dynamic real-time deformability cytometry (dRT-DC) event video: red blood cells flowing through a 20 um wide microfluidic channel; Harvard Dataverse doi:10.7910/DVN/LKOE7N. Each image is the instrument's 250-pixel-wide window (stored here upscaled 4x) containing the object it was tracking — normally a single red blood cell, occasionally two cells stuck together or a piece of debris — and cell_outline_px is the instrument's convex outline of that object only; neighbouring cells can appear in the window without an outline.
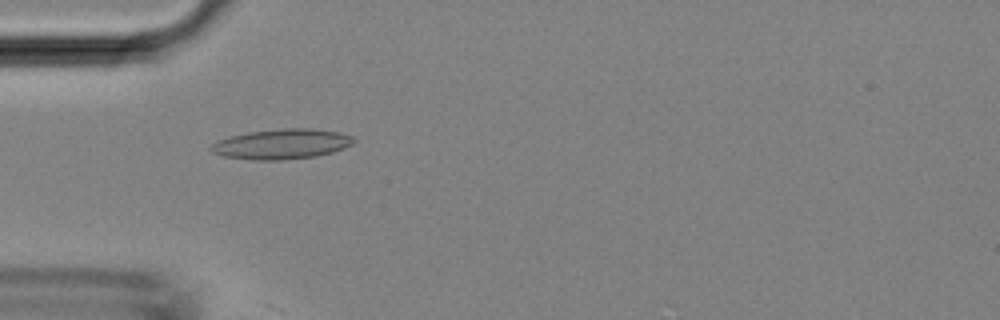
{"species": "Egyptian fruit bat (a non-hibernating species)", "species_latin": "Rousettus aegyptiacus", "temperature_condition": "room temperature", "stored_images_in_passage": 45, "camera_frame_rate_fps": 3000, "um_per_image_px": 0.085, "animal": {"sex": "female"}, "frame": {"image": 1, "passage_image": 14, "time_ms": 4.333, "image_size_px": [1000, 320], "cell_outline_px": [[356, 140], [352, 144], [344, 148], [332, 152], [316, 156], [284, 160], [252, 160], [224, 156], [212, 152], [208, 148], [212, 144], [228, 136], [248, 132], [284, 128], [312, 128], [336, 132], [352, 136]], "centroid_in_image_um": [23.93, 12.24], "position_along_channel_um": 61.1, "area_um2": 25.03}}
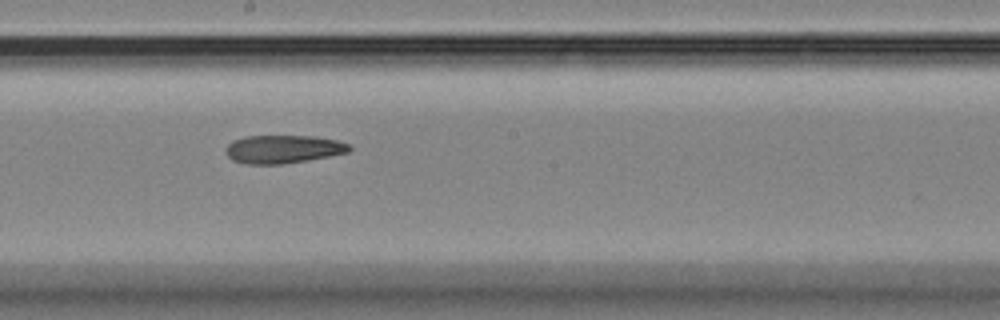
{"frame": {"image": 2, "passage_image": 25, "time_ms": 8.0, "image_size_px": [1000, 320], "cell_outline_px": [[352, 148], [348, 152], [308, 160], [284, 164], [244, 164], [232, 160], [224, 152], [224, 148], [232, 140], [244, 136], [316, 136], [336, 140], [352, 144]], "centroid_in_image_um": [24.04, 12.67], "position_along_channel_um": 224.2, "area_um2": 20.58}}
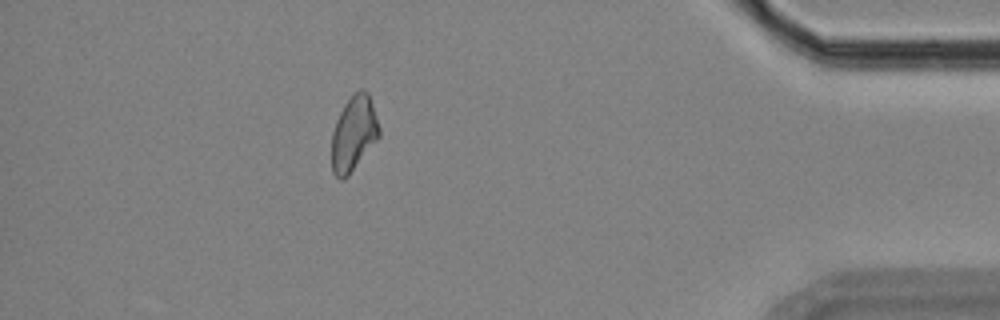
{"frame": {"image": 3, "passage_image": 40, "time_ms": 13.0, "image_size_px": [1000, 320], "cell_outline_px": [[380, 136], [348, 176], [344, 180], [340, 180], [332, 172], [332, 132], [336, 120], [344, 104], [360, 88], [364, 88], [368, 92], [380, 128]], "centroid_in_image_um": [30.06, 11.36], "position_along_channel_um": 405.1, "area_um2": 20.69}}